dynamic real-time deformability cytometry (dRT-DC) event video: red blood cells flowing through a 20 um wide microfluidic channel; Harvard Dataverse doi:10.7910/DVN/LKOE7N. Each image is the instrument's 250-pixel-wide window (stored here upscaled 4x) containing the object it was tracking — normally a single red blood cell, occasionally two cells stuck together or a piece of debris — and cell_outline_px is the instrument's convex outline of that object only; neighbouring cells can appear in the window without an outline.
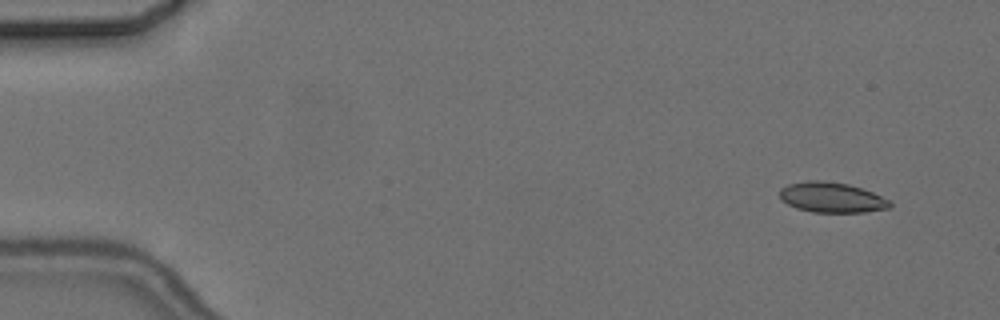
{"species": "common noctule bat (a hibernating species)", "species_latin": "Nyctalus noctula", "temperature_condition": "cold", "stored_images_in_passage": 4, "camera_frame_rate_fps": 3000, "um_per_image_px": 0.085, "animal": {"sex": "female", "body_mass_g": 24.6, "forearm_length_mm": 56.2}, "frame": {"image": 1, "passage_image": 1, "time_ms": 0.0, "image_size_px": [1000, 320], "cell_outline_px": [[892, 208], [864, 212], [812, 212], [796, 208], [780, 200], [780, 188], [788, 184], [808, 180], [824, 180], [848, 184], [872, 192], [888, 200], [892, 204]], "centroid_in_image_um": [70.67, 16.78], "position_along_channel_um": 14.3, "area_um2": 19.48}}
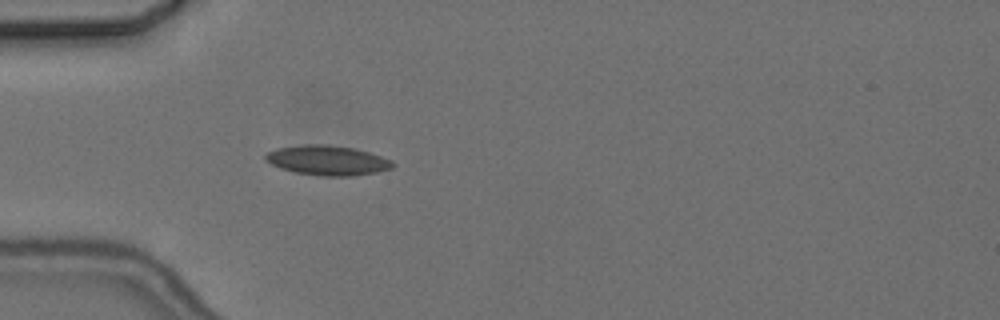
{"frame": {"image": 2, "passage_image": 4, "time_ms": 4.333, "image_size_px": [1000, 320], "cell_outline_px": [[396, 164], [392, 168], [376, 172], [352, 176], [320, 176], [296, 172], [280, 168], [264, 160], [264, 156], [268, 152], [276, 148], [304, 144], [328, 144], [352, 148], [368, 152], [392, 160]], "centroid_in_image_um": [27.82, 13.63], "position_along_channel_um": 57.2, "area_um2": 22.08}}